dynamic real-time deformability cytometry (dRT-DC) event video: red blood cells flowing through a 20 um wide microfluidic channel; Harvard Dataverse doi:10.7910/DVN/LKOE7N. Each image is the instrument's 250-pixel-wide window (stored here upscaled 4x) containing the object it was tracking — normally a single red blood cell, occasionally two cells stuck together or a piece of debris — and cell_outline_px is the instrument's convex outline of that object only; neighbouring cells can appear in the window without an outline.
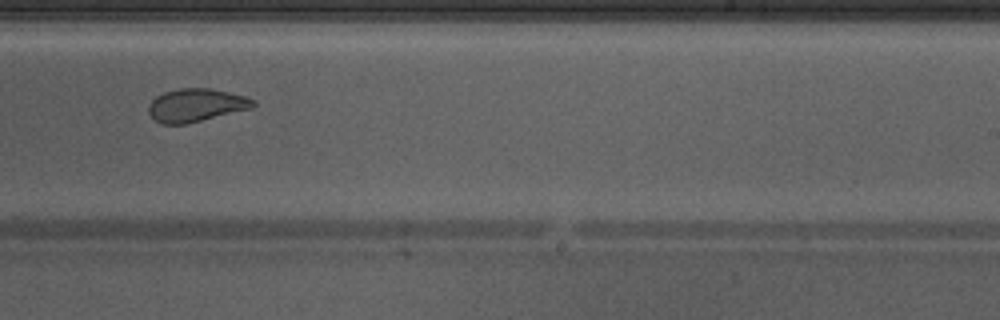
{"species": "Egyptian fruit bat (a non-hibernating species)", "species_latin": "Rousettus aegyptiacus", "temperature_condition": "warm", "stored_images_in_passage": 44, "camera_frame_rate_fps": 3000, "um_per_image_px": 0.085, "animal": {"sex": "male"}, "frame": {"image": 1, "passage_image": 26, "time_ms": 8.333, "image_size_px": [1000, 320], "cell_outline_px": [[256, 104], [252, 108], [184, 124], [160, 124], [148, 112], [148, 104], [156, 96], [164, 92], [180, 88], [208, 88], [228, 92], [244, 96], [256, 100]], "centroid_in_image_um": [16.65, 8.93], "position_along_channel_um": 272.4, "area_um2": 20.0}, "authors_computed_cell_mechanics": {"area_um2": 23.7269, "velocity_mm_per_s": 4.2524, "shape_relaxation_time_tau1_ms": null, "shape_relaxation_time_tau2_ms": 1.1953, "deformation_change_tau1": null, "deformation_change_tau2": 0.0587}}